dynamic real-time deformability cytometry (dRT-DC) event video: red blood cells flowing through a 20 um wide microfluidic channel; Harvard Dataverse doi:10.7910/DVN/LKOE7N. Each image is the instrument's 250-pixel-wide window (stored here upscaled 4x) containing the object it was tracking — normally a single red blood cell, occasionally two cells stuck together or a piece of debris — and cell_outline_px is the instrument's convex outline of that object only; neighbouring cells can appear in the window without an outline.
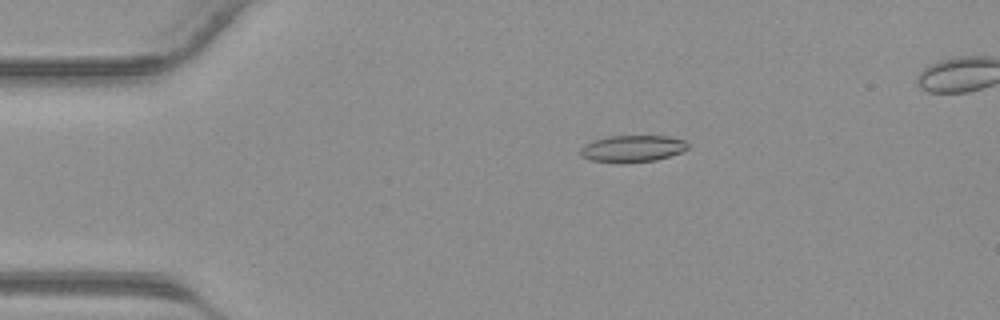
{"species": "common noctule bat (a hibernating species)", "species_latin": "Nyctalus noctula", "temperature_condition": "warm", "stored_images_in_passage": 40, "camera_frame_rate_fps": 3000, "um_per_image_px": 0.085, "animal": {"sex": "male", "body_mass_g": 23.1, "forearm_length_mm": 52.7}, "frame": {"image": 1, "passage_image": 8, "time_ms": 2.333, "image_size_px": [1000, 320], "cell_outline_px": [[688, 148], [680, 152], [656, 160], [592, 160], [580, 156], [580, 148], [584, 144], [608, 136], [668, 136], [684, 140], [688, 144]], "centroid_in_image_um": [53.77, 12.58], "position_along_channel_um": 31.2, "area_um2": 15.9}}
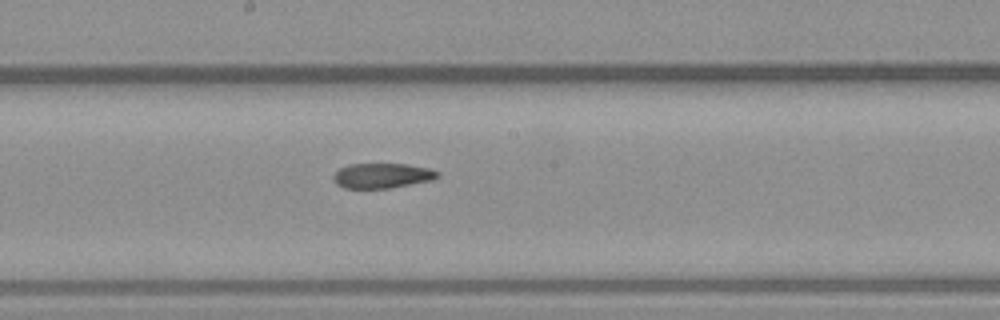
{"frame": {"image": 2, "passage_image": 22, "time_ms": 7.0, "image_size_px": [1000, 320], "cell_outline_px": [[440, 176], [432, 180], [388, 188], [344, 188], [336, 184], [332, 180], [332, 176], [340, 168], [348, 164], [408, 164], [432, 168], [440, 172]], "centroid_in_image_um": [32.5, 14.92], "position_along_channel_um": 215.7, "area_um2": 15.32}}
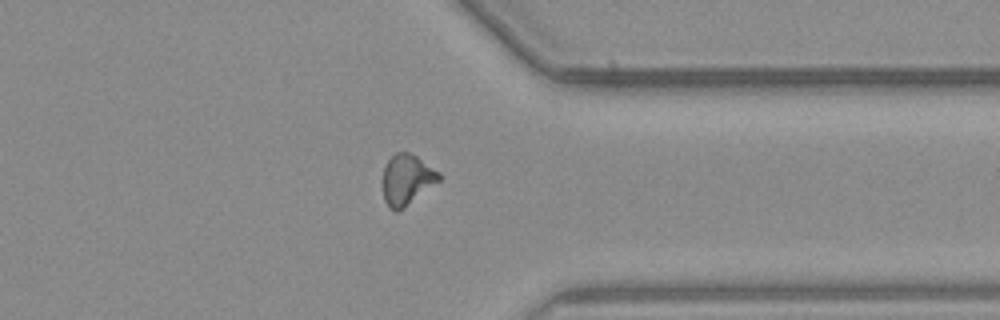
{"frame": {"image": 3, "passage_image": 32, "time_ms": 10.333, "image_size_px": [1000, 320], "cell_outline_px": [[444, 176], [440, 180], [404, 208], [396, 212], [388, 208], [384, 200], [384, 168], [388, 160], [396, 152], [408, 152], [416, 156], [440, 172]], "centroid_in_image_um": [34.6, 15.28], "position_along_channel_um": 376.8, "area_um2": 16.47}}